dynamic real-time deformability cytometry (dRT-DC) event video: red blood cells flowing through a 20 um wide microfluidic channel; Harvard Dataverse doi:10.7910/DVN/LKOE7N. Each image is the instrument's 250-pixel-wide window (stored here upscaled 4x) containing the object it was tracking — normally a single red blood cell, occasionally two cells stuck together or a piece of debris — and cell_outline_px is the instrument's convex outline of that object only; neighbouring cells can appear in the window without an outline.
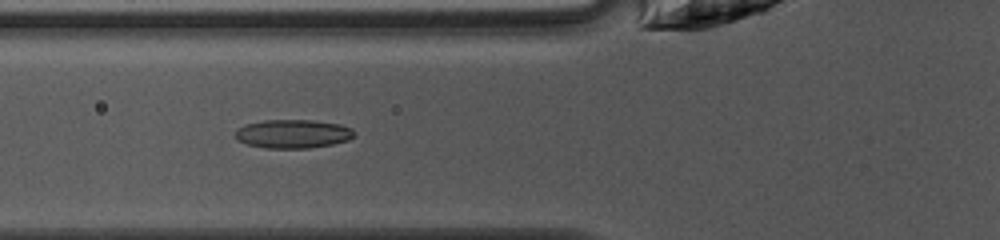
{"species": "common noctule bat (a hibernating species)", "species_latin": "Nyctalus noctula", "temperature_condition": "warm", "stored_images_in_passage": 37, "camera_frame_rate_fps": 3000, "um_per_image_px": 0.085, "animal": {"sex": "female", "body_mass_g": 10.0, "forearm_length_mm": 53.1}, "frame": {"image": 1, "passage_image": 7, "time_ms": 2.0, "image_size_px": [1000, 240], "cell_outline_px": [[356, 132], [348, 140], [332, 144], [308, 148], [264, 148], [248, 144], [236, 140], [232, 136], [236, 128], [244, 124], [264, 120], [312, 120], [340, 124], [352, 128]], "centroid_in_image_um": [24.84, 11.37], "position_along_channel_um": 101.0, "area_um2": 20.11}}
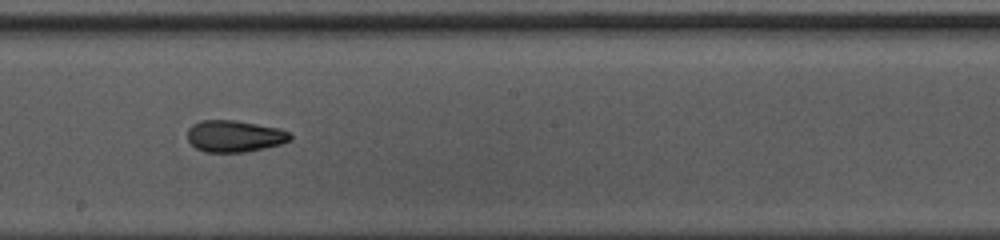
{"frame": {"image": 2, "passage_image": 16, "time_ms": 5.0, "image_size_px": [1000, 240], "cell_outline_px": [[292, 140], [280, 144], [264, 148], [244, 152], [204, 152], [196, 148], [188, 140], [188, 128], [192, 124], [200, 120], [236, 120], [280, 128], [288, 132], [292, 136]], "centroid_in_image_um": [19.93, 11.56], "position_along_channel_um": 228.3, "area_um2": 19.07}}
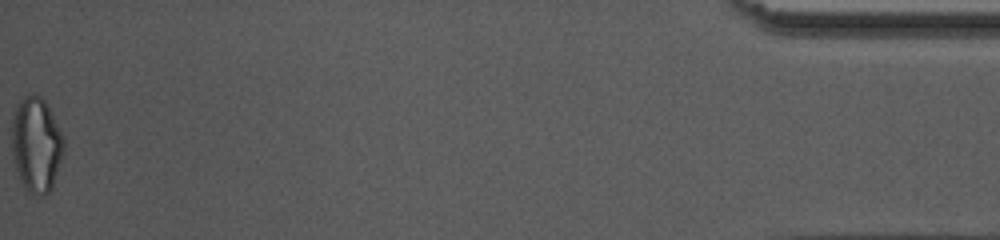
{"frame": {"image": 3, "passage_image": 37, "time_ms": 12.0, "image_size_px": [1000, 240], "cell_outline_px": [[64, 152], [52, 188], [44, 196], [28, 192], [24, 188], [20, 180], [12, 156], [12, 116], [16, 104], [24, 96], [32, 92], [40, 96], [48, 104], [64, 136]], "centroid_in_image_um": [3.09, 12.26], "position_along_channel_um": 432.1, "area_um2": 29.3}, "authors_computed_cell_mechanics": {"area_um2": 19.363, "velocity_mm_per_s": 4.2179, "shape_relaxation_time_tau1_ms": 7.8222, "shape_relaxation_time_tau2_ms": 1.9822, "deformation_change_tau1": 0.1917, "deformation_change_tau2": 0.0972}}